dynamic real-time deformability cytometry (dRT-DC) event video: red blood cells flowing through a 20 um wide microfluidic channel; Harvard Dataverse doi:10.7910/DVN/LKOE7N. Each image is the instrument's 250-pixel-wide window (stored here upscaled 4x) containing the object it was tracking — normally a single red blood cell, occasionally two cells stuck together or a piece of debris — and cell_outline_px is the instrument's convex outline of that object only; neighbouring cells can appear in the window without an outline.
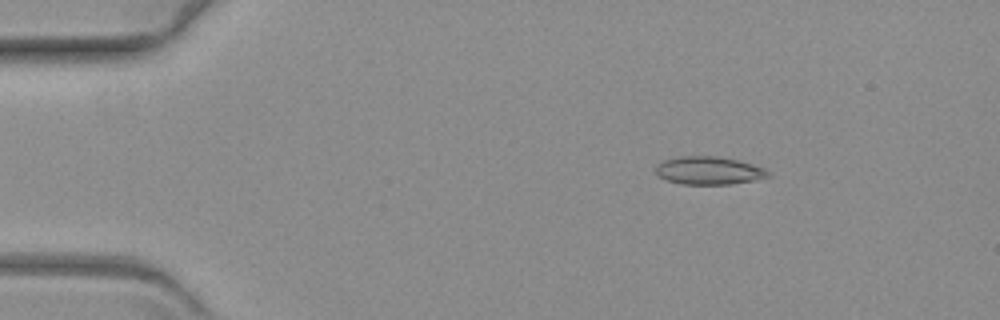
{"species": "common noctule bat (a hibernating species)", "species_latin": "Nyctalus noctula", "temperature_condition": "warm", "stored_images_in_passage": 61, "camera_frame_rate_fps": 3000, "um_per_image_px": 0.085, "animal": {"sex": "female", "body_mass_g": 19.3, "forearm_length_mm": 54.1}, "frame": {"image": 1, "passage_image": 10, "time_ms": 3.0, "image_size_px": [1000, 320], "cell_outline_px": [[772, 176], [756, 180], [732, 184], [680, 184], [656, 176], [656, 164], [664, 160], [680, 156], [716, 156], [736, 160], [752, 164], [764, 168], [772, 172]], "centroid_in_image_um": [60.27, 14.5], "position_along_channel_um": 24.7, "area_um2": 18.5}}
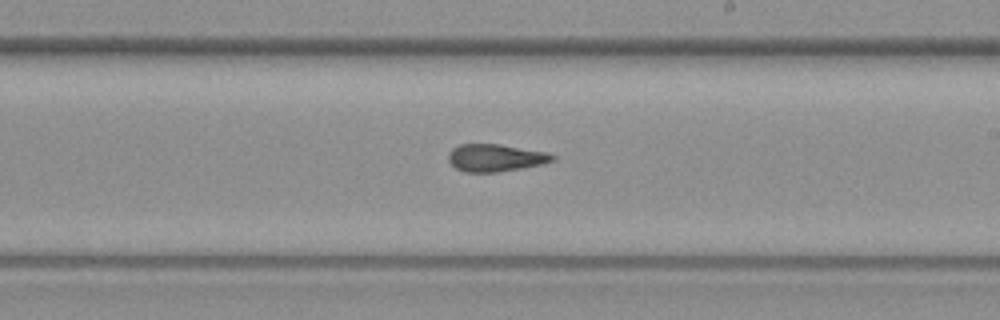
{"frame": {"image": 2, "passage_image": 36, "time_ms": 11.667, "image_size_px": [1000, 320], "cell_outline_px": [[556, 160], [544, 164], [496, 172], [464, 172], [456, 168], [448, 160], [448, 152], [452, 148], [460, 144], [500, 144], [548, 152], [556, 156]], "centroid_in_image_um": [42.13, 13.4], "position_along_channel_um": 246.9, "area_um2": 16.76}}
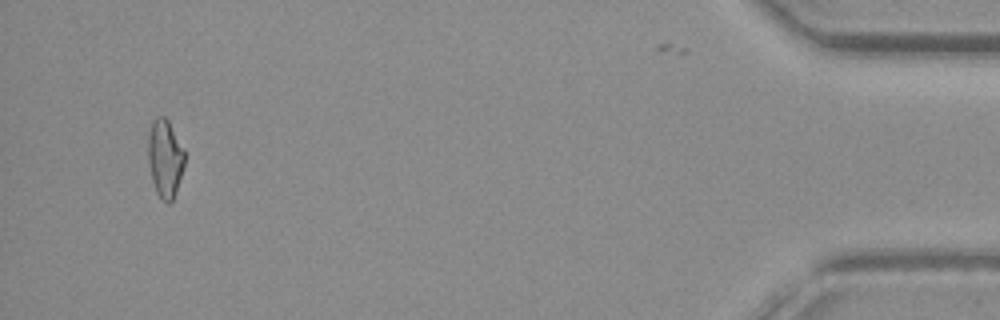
{"frame": {"image": 3, "passage_image": 58, "time_ms": 19.0, "image_size_px": [1000, 320], "cell_outline_px": [[184, 164], [176, 192], [172, 200], [168, 204], [160, 200], [156, 192], [152, 180], [148, 160], [148, 136], [152, 120], [156, 116], [164, 116], [168, 120], [184, 152]], "centroid_in_image_um": [14.0, 13.48], "position_along_channel_um": 421.2, "area_um2": 16.47}}